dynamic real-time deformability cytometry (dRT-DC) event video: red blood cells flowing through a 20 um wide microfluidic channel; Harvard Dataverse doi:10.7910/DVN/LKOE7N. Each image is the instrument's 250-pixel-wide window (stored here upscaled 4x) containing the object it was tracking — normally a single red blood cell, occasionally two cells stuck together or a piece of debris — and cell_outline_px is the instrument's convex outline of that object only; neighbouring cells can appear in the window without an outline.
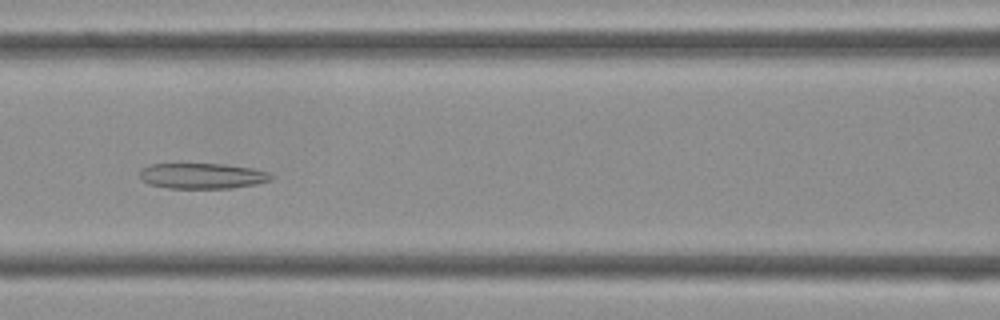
{"species": "Egyptian fruit bat (a non-hibernating species)", "species_latin": "Rousettus aegyptiacus", "temperature_condition": "cold", "stored_images_in_passage": 43, "camera_frame_rate_fps": 3000, "um_per_image_px": 0.085, "frame": {"image": 1, "passage_image": 18, "time_ms": 5.667, "image_size_px": [1000, 320], "cell_outline_px": [[276, 176], [272, 180], [256, 184], [232, 188], [168, 188], [148, 184], [140, 180], [140, 168], [148, 164], [224, 164], [252, 168], [268, 172]], "centroid_in_image_um": [17.19, 14.95], "position_along_channel_um": 149.4, "area_um2": 19.83}}
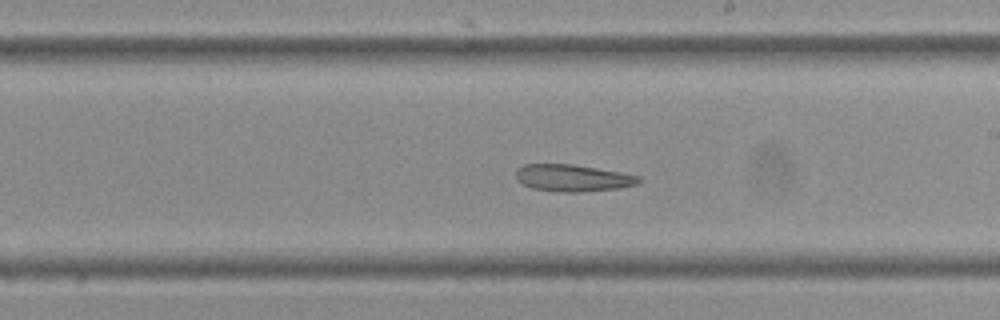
{"frame": {"image": 2, "passage_image": 24, "time_ms": 7.667, "image_size_px": [1000, 320], "cell_outline_px": [[640, 180], [636, 184], [620, 188], [580, 192], [564, 192], [532, 188], [516, 180], [516, 168], [524, 164], [572, 164], [620, 172], [640, 176]], "centroid_in_image_um": [48.66, 15.12], "position_along_channel_um": 240.3, "area_um2": 19.19}}
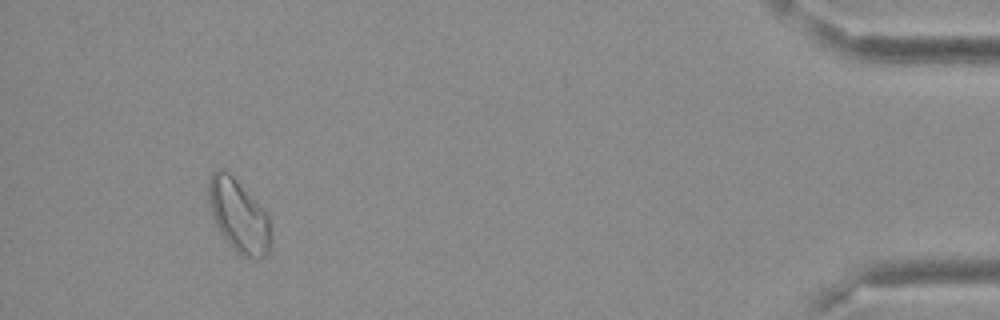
{"frame": {"image": 3, "passage_image": 40, "time_ms": 13.0, "image_size_px": [1000, 320], "cell_outline_px": [[272, 244], [268, 252], [264, 256], [256, 260], [240, 256], [228, 244], [220, 232], [212, 216], [208, 204], [208, 184], [212, 172], [220, 168], [228, 172], [268, 212], [272, 228]], "centroid_in_image_um": [20.33, 18.39], "position_along_channel_um": 414.9, "area_um2": 27.05}}